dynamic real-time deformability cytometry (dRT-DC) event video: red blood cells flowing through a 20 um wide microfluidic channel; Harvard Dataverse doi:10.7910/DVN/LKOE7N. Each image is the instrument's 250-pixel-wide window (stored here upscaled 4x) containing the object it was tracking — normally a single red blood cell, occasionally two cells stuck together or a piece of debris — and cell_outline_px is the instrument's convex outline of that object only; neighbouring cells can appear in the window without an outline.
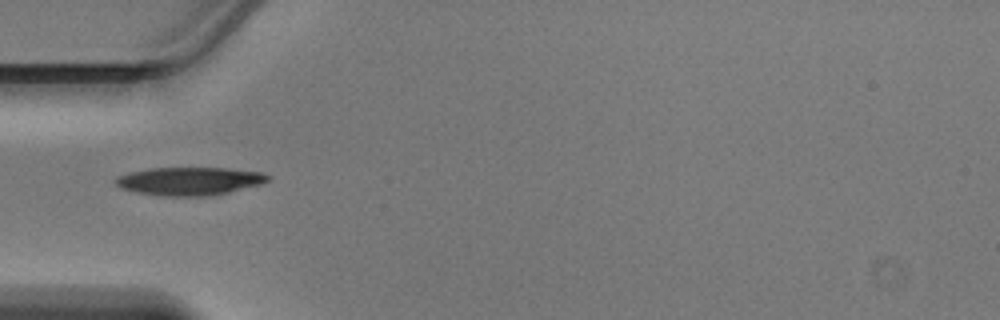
{"species": "Egyptian fruit bat (a non-hibernating species)", "species_latin": "Rousettus aegyptiacus", "temperature_condition": "warm", "stored_images_in_passage": 33, "camera_frame_rate_fps": 3000, "um_per_image_px": 0.085, "animal": {"sex": "male"}, "frame": {"image": 1, "passage_image": 1, "time_ms": 0.0, "image_size_px": [1000, 320], "cell_outline_px": [[272, 176], [268, 180], [260, 184], [228, 192], [208, 196], [160, 196], [136, 192], [120, 188], [112, 180], [116, 176], [132, 172], [152, 168], [224, 168], [260, 172]], "centroid_in_image_um": [16.06, 15.4], "position_along_channel_um": 68.9, "area_um2": 24.85}}
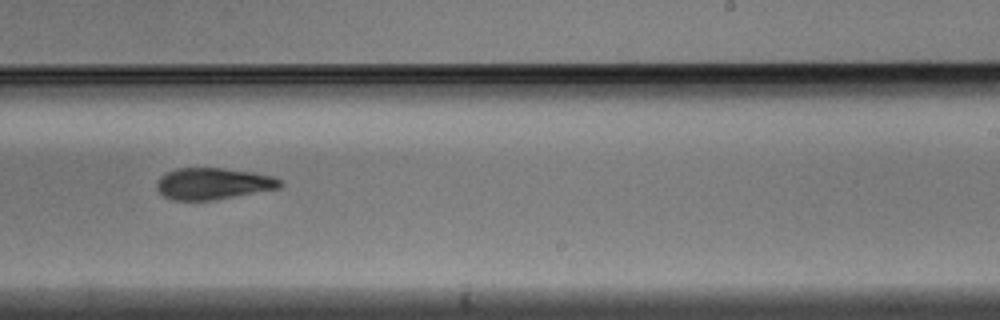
{"frame": {"image": 2, "passage_image": 15, "time_ms": 4.667, "image_size_px": [1000, 320], "cell_outline_px": [[284, 184], [280, 188], [212, 200], [172, 200], [164, 196], [156, 188], [156, 184], [160, 176], [176, 168], [224, 168], [252, 172], [272, 176], [280, 180]], "centroid_in_image_um": [18.1, 15.6], "position_along_channel_um": 270.9, "area_um2": 22.6}}
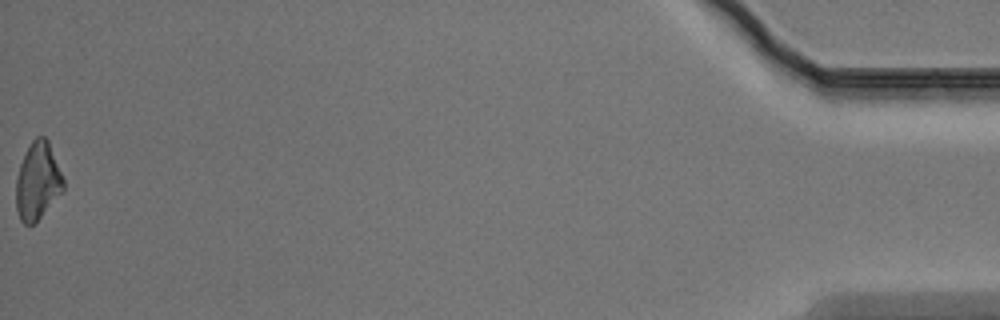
{"frame": {"image": 3, "passage_image": 33, "time_ms": 10.667, "image_size_px": [1000, 320], "cell_outline_px": [[64, 192], [32, 224], [24, 224], [20, 220], [16, 208], [16, 176], [20, 164], [32, 140], [36, 136], [44, 136], [48, 140], [64, 180]], "centroid_in_image_um": [3.2, 15.39], "position_along_channel_um": 432.0, "area_um2": 21.21}}